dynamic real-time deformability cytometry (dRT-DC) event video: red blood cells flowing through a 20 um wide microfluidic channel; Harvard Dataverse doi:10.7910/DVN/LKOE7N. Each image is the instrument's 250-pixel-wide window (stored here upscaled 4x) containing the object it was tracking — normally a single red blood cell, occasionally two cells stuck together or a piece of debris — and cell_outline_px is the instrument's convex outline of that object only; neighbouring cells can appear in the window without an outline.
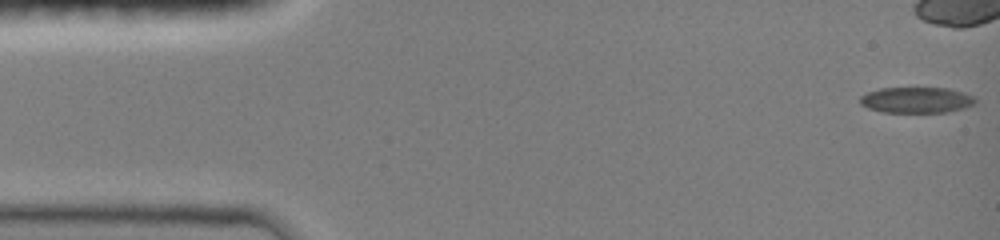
{"species": "common noctule bat (a hibernating species)", "species_latin": "Nyctalus noctula", "temperature_condition": "room temperature", "stored_images_in_passage": 48, "camera_frame_rate_fps": 3000, "um_per_image_px": 0.085, "animal": {"sex": "female", "body_mass_g": 19.0, "forearm_length_mm": 51.5}, "frame": {"image": 1, "passage_image": 1, "time_ms": 0.0, "image_size_px": [1000, 240], "cell_outline_px": [[976, 104], [964, 108], [944, 112], [880, 112], [868, 108], [860, 104], [860, 96], [868, 92], [880, 88], [948, 88], [976, 96]], "centroid_in_image_um": [77.91, 8.5], "position_along_channel_um": 7.1, "area_um2": 17.46}}
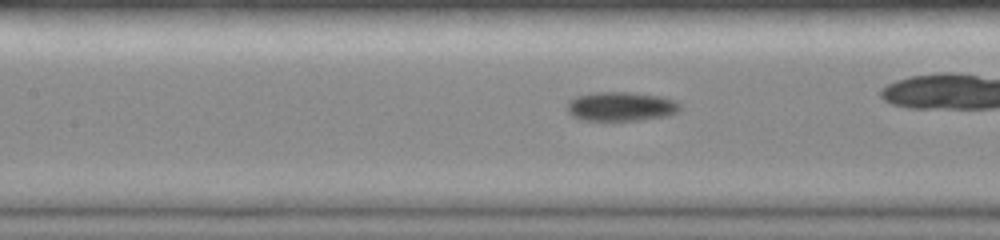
{"frame": {"image": 2, "passage_image": 21, "time_ms": 6.667, "image_size_px": [1000, 240], "cell_outline_px": [[680, 108], [676, 112], [668, 116], [640, 120], [584, 120], [572, 116], [568, 112], [568, 100], [576, 96], [592, 92], [632, 92], [660, 96], [676, 100], [680, 104]], "centroid_in_image_um": [52.78, 9.04], "position_along_channel_um": 154.6, "area_um2": 19.31}, "authors_computed_cell_mechanics": {"area_um2": 18.2648, "velocity_mm_per_s": 4.026, "shape_relaxation_time_tau1_ms": null, "shape_relaxation_time_tau2_ms": 7.235, "deformation_change_tau1": null, "deformation_change_tau2": 0.1094}}